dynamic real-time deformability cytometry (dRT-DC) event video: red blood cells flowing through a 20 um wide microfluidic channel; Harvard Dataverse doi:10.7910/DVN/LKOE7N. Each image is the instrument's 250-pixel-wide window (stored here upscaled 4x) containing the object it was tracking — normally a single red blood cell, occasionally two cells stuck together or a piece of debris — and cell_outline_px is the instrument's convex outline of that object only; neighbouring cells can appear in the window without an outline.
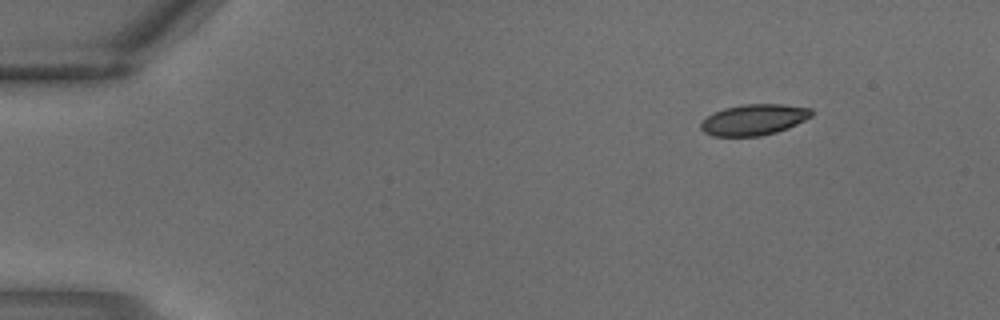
{"species": "common noctule bat (a hibernating species)", "species_latin": "Nyctalus noctula", "temperature_condition": "warm", "stored_images_in_passage": 3, "camera_frame_rate_fps": 3000, "um_per_image_px": 0.085, "animal": {"sex": "male", "body_mass_g": 18.8}, "frame": {"image": 1, "passage_image": 1, "time_ms": 0.0, "image_size_px": [1000, 320], "cell_outline_px": [[812, 116], [788, 128], [776, 132], [760, 136], [712, 136], [704, 132], [700, 128], [700, 124], [708, 116], [724, 108], [744, 104], [784, 104], [812, 108]], "centroid_in_image_um": [64.1, 10.17], "position_along_channel_um": 20.9, "area_um2": 19.88}}